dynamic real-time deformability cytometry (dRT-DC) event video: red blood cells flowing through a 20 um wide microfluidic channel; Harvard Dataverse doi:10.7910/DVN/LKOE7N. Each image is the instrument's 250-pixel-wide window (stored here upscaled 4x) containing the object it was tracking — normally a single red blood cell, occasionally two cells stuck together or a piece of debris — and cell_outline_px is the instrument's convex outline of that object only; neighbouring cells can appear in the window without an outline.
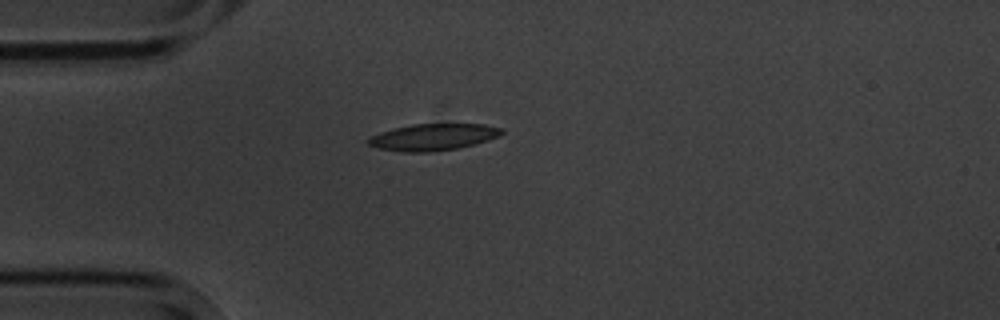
{"species": "common noctule bat (a hibernating species)", "species_latin": "Nyctalus noctula", "temperature_condition": "cold", "stored_images_in_passage": 10, "camera_frame_rate_fps": 3000, "um_per_image_px": 0.085, "animal": {"sex": "male", "body_mass_g": 20.1, "forearm_length_mm": 53.5}, "frame": {"image": 1, "passage_image": 1, "time_ms": 0.0, "image_size_px": [1000, 320], "cell_outline_px": [[504, 132], [488, 140], [476, 144], [456, 148], [428, 152], [404, 152], [376, 148], [368, 144], [364, 140], [380, 132], [392, 128], [412, 124], [484, 124], [504, 128]], "centroid_in_image_um": [36.78, 11.65], "position_along_channel_um": 48.2, "area_um2": 20.81}}
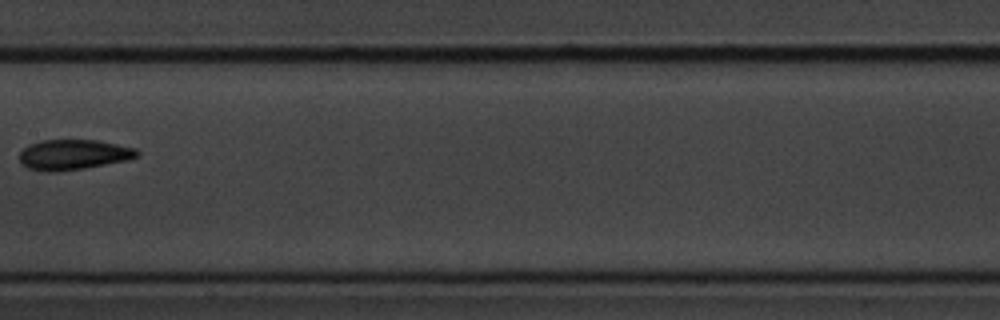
{"frame": {"image": 2, "passage_image": 5, "time_ms": 4.667, "image_size_px": [1000, 320], "cell_outline_px": [[140, 156], [128, 160], [84, 168], [56, 172], [48, 172], [28, 168], [20, 164], [20, 152], [28, 144], [44, 140], [96, 140], [136, 148], [140, 152]], "centroid_in_image_um": [6.25, 13.15], "position_along_channel_um": 201.2, "area_um2": 20.81}}
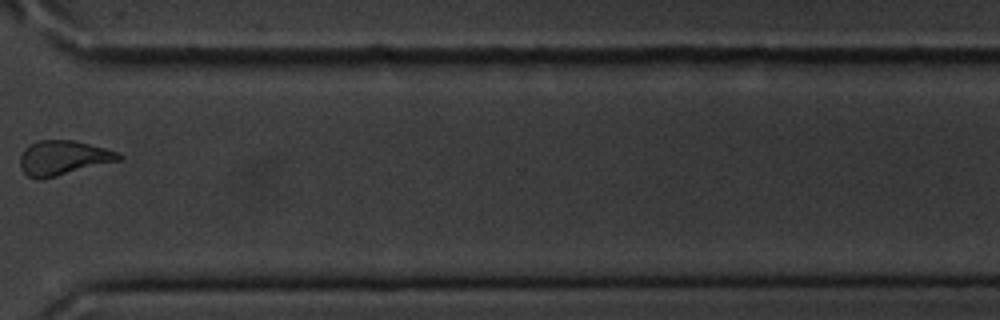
{"frame": {"image": 3, "passage_image": 9, "time_ms": 9.333, "image_size_px": [1000, 320], "cell_outline_px": [[124, 156], [120, 160], [40, 180], [28, 176], [20, 168], [20, 156], [24, 148], [28, 144], [36, 140], [76, 140], [120, 152]], "centroid_in_image_um": [5.36, 13.4], "position_along_channel_um": 365.2, "area_um2": 20.06}, "authors_computed_cell_mechanics": {"area_um2": 20.2589, "velocity_mm_per_s": 3.5146, "shape_relaxation_time_tau1_ms": 3.1022, "shape_relaxation_time_tau2_ms": null, "deformation_change_tau1": 0.079, "deformation_change_tau2": null}}